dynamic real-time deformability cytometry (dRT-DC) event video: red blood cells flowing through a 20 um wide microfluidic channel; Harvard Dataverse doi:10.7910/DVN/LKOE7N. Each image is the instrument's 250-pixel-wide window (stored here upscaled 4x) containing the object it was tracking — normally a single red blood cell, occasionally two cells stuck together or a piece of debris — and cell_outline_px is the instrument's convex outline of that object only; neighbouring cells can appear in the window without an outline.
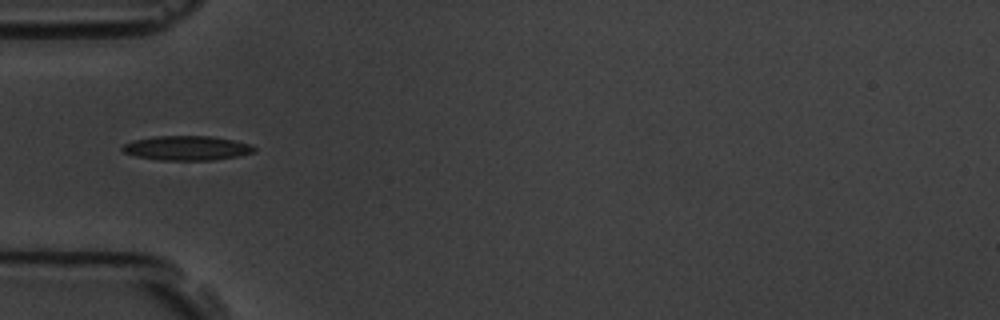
{"species": "common noctule bat (a hibernating species)", "species_latin": "Nyctalus noctula", "temperature_condition": "room temperature", "stored_images_in_passage": 5, "camera_frame_rate_fps": 3000, "um_per_image_px": 0.085, "animal": {"sex": "male", "body_mass_g": 19.5, "forearm_length_mm": 54.6}, "frame": {"image": 1, "passage_image": 2, "time_ms": 1.0, "image_size_px": [1000, 320], "cell_outline_px": [[256, 152], [240, 156], [212, 160], [156, 160], [136, 156], [124, 152], [120, 148], [124, 144], [132, 140], [156, 136], [212, 136], [252, 144], [256, 148]], "centroid_in_image_um": [15.9, 12.59], "position_along_channel_um": 69.1, "area_um2": 18.96}}
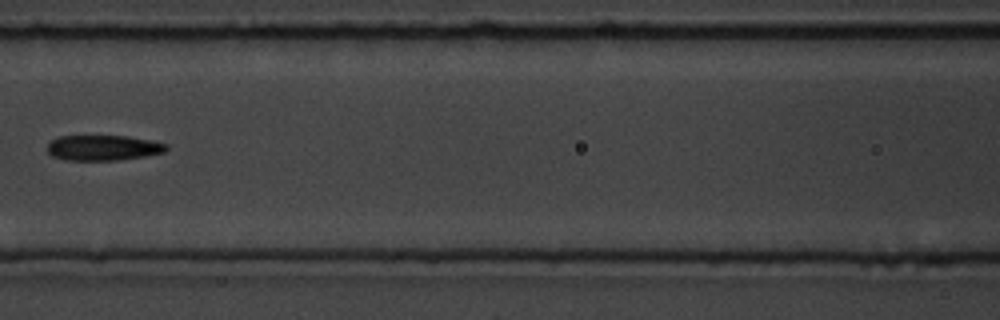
{"frame": {"image": 2, "passage_image": 4, "time_ms": 3.333, "image_size_px": [1000, 320], "cell_outline_px": [[168, 148], [164, 152], [144, 156], [116, 160], [64, 160], [52, 156], [48, 152], [48, 144], [52, 140], [60, 136], [128, 136], [168, 144]], "centroid_in_image_um": [8.76, 12.56], "position_along_channel_um": 157.8, "area_um2": 17.46}}
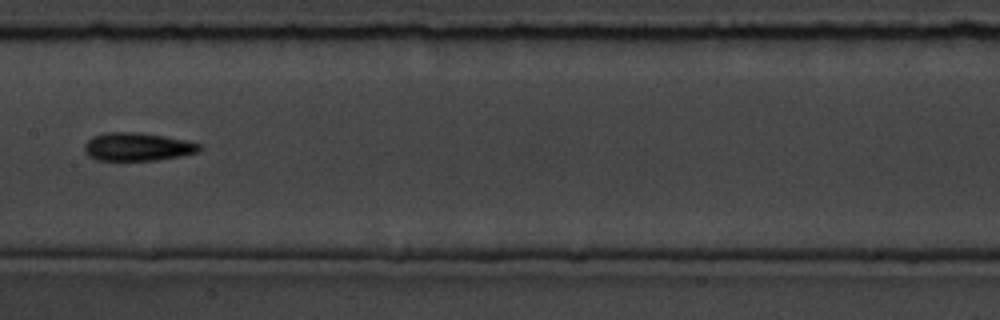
{"frame": {"image": 3, "passage_image": 5, "time_ms": 4.333, "image_size_px": [1000, 320], "cell_outline_px": [[200, 152], [180, 156], [156, 160], [96, 160], [88, 156], [84, 152], [84, 144], [92, 136], [104, 132], [140, 132], [164, 136], [184, 140], [200, 144]], "centroid_in_image_um": [11.64, 12.47], "position_along_channel_um": 195.8, "area_um2": 18.96}}